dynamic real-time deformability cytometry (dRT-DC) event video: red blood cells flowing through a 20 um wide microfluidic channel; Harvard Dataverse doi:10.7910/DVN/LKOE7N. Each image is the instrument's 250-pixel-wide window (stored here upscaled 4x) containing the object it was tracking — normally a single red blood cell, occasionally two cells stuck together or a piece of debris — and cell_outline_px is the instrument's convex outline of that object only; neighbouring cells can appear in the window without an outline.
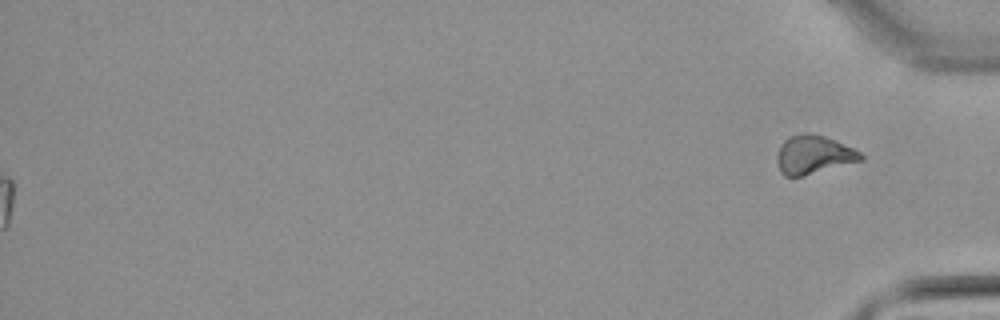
{"species": "common noctule bat (a hibernating species)", "species_latin": "Nyctalus noctula", "temperature_condition": "warm", "stored_images_in_passage": 42, "segment_of_instrument_passage": [2, 2], "camera_frame_rate_fps": 3000, "um_per_image_px": 0.085, "animal": {"sex": "male", "body_mass_g": 21.5, "forearm_length_mm": 52.0}, "frame": {"image": 1, "passage_image": 42, "time_ms": 13.667, "image_size_px": [1000, 320], "cell_outline_px": [[864, 160], [804, 176], [784, 176], [780, 172], [776, 160], [776, 156], [780, 144], [788, 136], [804, 132], [808, 132], [824, 136], [836, 140], [860, 152], [864, 156]], "centroid_in_image_um": [69.13, 13.15], "position_along_channel_um": 366.1, "area_um2": 19.13}}